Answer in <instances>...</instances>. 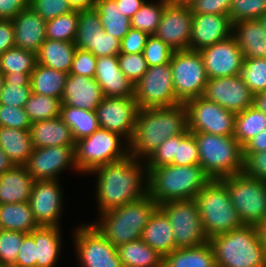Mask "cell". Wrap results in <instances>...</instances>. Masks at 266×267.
<instances>
[{
    "mask_svg": "<svg viewBox=\"0 0 266 267\" xmlns=\"http://www.w3.org/2000/svg\"><path fill=\"white\" fill-rule=\"evenodd\" d=\"M34 179L25 166H14L0 174V204L29 201Z\"/></svg>",
    "mask_w": 266,
    "mask_h": 267,
    "instance_id": "28",
    "label": "cell"
},
{
    "mask_svg": "<svg viewBox=\"0 0 266 267\" xmlns=\"http://www.w3.org/2000/svg\"><path fill=\"white\" fill-rule=\"evenodd\" d=\"M139 161L129 155L126 159L99 166L90 172L98 175L96 201L100 208L99 214L137 201L148 194L146 164L143 161V166L142 161ZM144 174L146 181L143 180ZM143 181L145 186L142 187Z\"/></svg>",
    "mask_w": 266,
    "mask_h": 267,
    "instance_id": "1",
    "label": "cell"
},
{
    "mask_svg": "<svg viewBox=\"0 0 266 267\" xmlns=\"http://www.w3.org/2000/svg\"><path fill=\"white\" fill-rule=\"evenodd\" d=\"M31 124L24 108L0 104V126L29 131Z\"/></svg>",
    "mask_w": 266,
    "mask_h": 267,
    "instance_id": "52",
    "label": "cell"
},
{
    "mask_svg": "<svg viewBox=\"0 0 266 267\" xmlns=\"http://www.w3.org/2000/svg\"><path fill=\"white\" fill-rule=\"evenodd\" d=\"M184 105L189 132L234 135L235 113L202 96L190 99Z\"/></svg>",
    "mask_w": 266,
    "mask_h": 267,
    "instance_id": "13",
    "label": "cell"
},
{
    "mask_svg": "<svg viewBox=\"0 0 266 267\" xmlns=\"http://www.w3.org/2000/svg\"><path fill=\"white\" fill-rule=\"evenodd\" d=\"M139 107L135 97H104L95 112L100 128L132 139Z\"/></svg>",
    "mask_w": 266,
    "mask_h": 267,
    "instance_id": "15",
    "label": "cell"
},
{
    "mask_svg": "<svg viewBox=\"0 0 266 267\" xmlns=\"http://www.w3.org/2000/svg\"><path fill=\"white\" fill-rule=\"evenodd\" d=\"M104 95L95 78L69 74L61 105L95 111Z\"/></svg>",
    "mask_w": 266,
    "mask_h": 267,
    "instance_id": "24",
    "label": "cell"
},
{
    "mask_svg": "<svg viewBox=\"0 0 266 267\" xmlns=\"http://www.w3.org/2000/svg\"><path fill=\"white\" fill-rule=\"evenodd\" d=\"M170 66L174 93L181 103L203 95L208 77L199 51L190 49L174 51Z\"/></svg>",
    "mask_w": 266,
    "mask_h": 267,
    "instance_id": "10",
    "label": "cell"
},
{
    "mask_svg": "<svg viewBox=\"0 0 266 267\" xmlns=\"http://www.w3.org/2000/svg\"><path fill=\"white\" fill-rule=\"evenodd\" d=\"M266 129V115L254 105L235 115L234 138L243 147Z\"/></svg>",
    "mask_w": 266,
    "mask_h": 267,
    "instance_id": "38",
    "label": "cell"
},
{
    "mask_svg": "<svg viewBox=\"0 0 266 267\" xmlns=\"http://www.w3.org/2000/svg\"><path fill=\"white\" fill-rule=\"evenodd\" d=\"M174 50L155 35H149L143 56L149 67L170 63Z\"/></svg>",
    "mask_w": 266,
    "mask_h": 267,
    "instance_id": "49",
    "label": "cell"
},
{
    "mask_svg": "<svg viewBox=\"0 0 266 267\" xmlns=\"http://www.w3.org/2000/svg\"><path fill=\"white\" fill-rule=\"evenodd\" d=\"M31 73L6 74L4 86L0 93V104L24 108L31 94Z\"/></svg>",
    "mask_w": 266,
    "mask_h": 267,
    "instance_id": "39",
    "label": "cell"
},
{
    "mask_svg": "<svg viewBox=\"0 0 266 267\" xmlns=\"http://www.w3.org/2000/svg\"><path fill=\"white\" fill-rule=\"evenodd\" d=\"M15 47L38 53L46 38V21L31 6L12 19Z\"/></svg>",
    "mask_w": 266,
    "mask_h": 267,
    "instance_id": "22",
    "label": "cell"
},
{
    "mask_svg": "<svg viewBox=\"0 0 266 267\" xmlns=\"http://www.w3.org/2000/svg\"><path fill=\"white\" fill-rule=\"evenodd\" d=\"M29 131L33 148L75 146L71 130L60 116L33 122Z\"/></svg>",
    "mask_w": 266,
    "mask_h": 267,
    "instance_id": "26",
    "label": "cell"
},
{
    "mask_svg": "<svg viewBox=\"0 0 266 267\" xmlns=\"http://www.w3.org/2000/svg\"><path fill=\"white\" fill-rule=\"evenodd\" d=\"M94 9L99 14L103 30L121 41L131 24L130 18L124 15L116 0H96Z\"/></svg>",
    "mask_w": 266,
    "mask_h": 267,
    "instance_id": "36",
    "label": "cell"
},
{
    "mask_svg": "<svg viewBox=\"0 0 266 267\" xmlns=\"http://www.w3.org/2000/svg\"><path fill=\"white\" fill-rule=\"evenodd\" d=\"M103 27L98 12L92 8L79 11V21L74 44L78 49L92 51L96 48V39Z\"/></svg>",
    "mask_w": 266,
    "mask_h": 267,
    "instance_id": "40",
    "label": "cell"
},
{
    "mask_svg": "<svg viewBox=\"0 0 266 267\" xmlns=\"http://www.w3.org/2000/svg\"><path fill=\"white\" fill-rule=\"evenodd\" d=\"M258 233L260 236V240L262 241V244L266 248V217L263 219V221L257 226Z\"/></svg>",
    "mask_w": 266,
    "mask_h": 267,
    "instance_id": "67",
    "label": "cell"
},
{
    "mask_svg": "<svg viewBox=\"0 0 266 267\" xmlns=\"http://www.w3.org/2000/svg\"><path fill=\"white\" fill-rule=\"evenodd\" d=\"M217 267H266V248L257 226L243 225L208 239Z\"/></svg>",
    "mask_w": 266,
    "mask_h": 267,
    "instance_id": "4",
    "label": "cell"
},
{
    "mask_svg": "<svg viewBox=\"0 0 266 267\" xmlns=\"http://www.w3.org/2000/svg\"><path fill=\"white\" fill-rule=\"evenodd\" d=\"M29 6L45 21L73 11L67 0H29Z\"/></svg>",
    "mask_w": 266,
    "mask_h": 267,
    "instance_id": "51",
    "label": "cell"
},
{
    "mask_svg": "<svg viewBox=\"0 0 266 267\" xmlns=\"http://www.w3.org/2000/svg\"><path fill=\"white\" fill-rule=\"evenodd\" d=\"M29 234L36 244V267H54L62 244L59 227L40 226Z\"/></svg>",
    "mask_w": 266,
    "mask_h": 267,
    "instance_id": "31",
    "label": "cell"
},
{
    "mask_svg": "<svg viewBox=\"0 0 266 267\" xmlns=\"http://www.w3.org/2000/svg\"><path fill=\"white\" fill-rule=\"evenodd\" d=\"M60 117L70 128L75 142L92 135L100 128L95 111L61 105Z\"/></svg>",
    "mask_w": 266,
    "mask_h": 267,
    "instance_id": "37",
    "label": "cell"
},
{
    "mask_svg": "<svg viewBox=\"0 0 266 267\" xmlns=\"http://www.w3.org/2000/svg\"><path fill=\"white\" fill-rule=\"evenodd\" d=\"M188 131L184 103L171 107L139 109L129 153L138 160L148 158L167 138Z\"/></svg>",
    "mask_w": 266,
    "mask_h": 267,
    "instance_id": "2",
    "label": "cell"
},
{
    "mask_svg": "<svg viewBox=\"0 0 266 267\" xmlns=\"http://www.w3.org/2000/svg\"><path fill=\"white\" fill-rule=\"evenodd\" d=\"M244 174L266 182V151L243 153Z\"/></svg>",
    "mask_w": 266,
    "mask_h": 267,
    "instance_id": "55",
    "label": "cell"
},
{
    "mask_svg": "<svg viewBox=\"0 0 266 267\" xmlns=\"http://www.w3.org/2000/svg\"><path fill=\"white\" fill-rule=\"evenodd\" d=\"M264 30L266 31V12L258 19Z\"/></svg>",
    "mask_w": 266,
    "mask_h": 267,
    "instance_id": "69",
    "label": "cell"
},
{
    "mask_svg": "<svg viewBox=\"0 0 266 267\" xmlns=\"http://www.w3.org/2000/svg\"><path fill=\"white\" fill-rule=\"evenodd\" d=\"M266 12V0H233L229 9L232 23L259 19Z\"/></svg>",
    "mask_w": 266,
    "mask_h": 267,
    "instance_id": "48",
    "label": "cell"
},
{
    "mask_svg": "<svg viewBox=\"0 0 266 267\" xmlns=\"http://www.w3.org/2000/svg\"><path fill=\"white\" fill-rule=\"evenodd\" d=\"M233 36L244 54V59L266 58V31L258 19L233 24Z\"/></svg>",
    "mask_w": 266,
    "mask_h": 267,
    "instance_id": "27",
    "label": "cell"
},
{
    "mask_svg": "<svg viewBox=\"0 0 266 267\" xmlns=\"http://www.w3.org/2000/svg\"><path fill=\"white\" fill-rule=\"evenodd\" d=\"M233 0H195L190 5L193 14H229Z\"/></svg>",
    "mask_w": 266,
    "mask_h": 267,
    "instance_id": "57",
    "label": "cell"
},
{
    "mask_svg": "<svg viewBox=\"0 0 266 267\" xmlns=\"http://www.w3.org/2000/svg\"><path fill=\"white\" fill-rule=\"evenodd\" d=\"M4 83V75L0 72V93L3 89Z\"/></svg>",
    "mask_w": 266,
    "mask_h": 267,
    "instance_id": "70",
    "label": "cell"
},
{
    "mask_svg": "<svg viewBox=\"0 0 266 267\" xmlns=\"http://www.w3.org/2000/svg\"><path fill=\"white\" fill-rule=\"evenodd\" d=\"M29 6V0H0V19L12 20Z\"/></svg>",
    "mask_w": 266,
    "mask_h": 267,
    "instance_id": "60",
    "label": "cell"
},
{
    "mask_svg": "<svg viewBox=\"0 0 266 267\" xmlns=\"http://www.w3.org/2000/svg\"><path fill=\"white\" fill-rule=\"evenodd\" d=\"M73 10L83 11L94 8L96 0H67Z\"/></svg>",
    "mask_w": 266,
    "mask_h": 267,
    "instance_id": "64",
    "label": "cell"
},
{
    "mask_svg": "<svg viewBox=\"0 0 266 267\" xmlns=\"http://www.w3.org/2000/svg\"><path fill=\"white\" fill-rule=\"evenodd\" d=\"M194 200L208 239L244 225L231 203L227 187L220 180H211Z\"/></svg>",
    "mask_w": 266,
    "mask_h": 267,
    "instance_id": "7",
    "label": "cell"
},
{
    "mask_svg": "<svg viewBox=\"0 0 266 267\" xmlns=\"http://www.w3.org/2000/svg\"><path fill=\"white\" fill-rule=\"evenodd\" d=\"M27 233L0 229V264L15 267L19 248Z\"/></svg>",
    "mask_w": 266,
    "mask_h": 267,
    "instance_id": "47",
    "label": "cell"
},
{
    "mask_svg": "<svg viewBox=\"0 0 266 267\" xmlns=\"http://www.w3.org/2000/svg\"><path fill=\"white\" fill-rule=\"evenodd\" d=\"M158 207L172 225L176 249L196 247L208 242L194 199L167 201Z\"/></svg>",
    "mask_w": 266,
    "mask_h": 267,
    "instance_id": "11",
    "label": "cell"
},
{
    "mask_svg": "<svg viewBox=\"0 0 266 267\" xmlns=\"http://www.w3.org/2000/svg\"><path fill=\"white\" fill-rule=\"evenodd\" d=\"M79 11L73 10L46 21V38L74 42L77 34Z\"/></svg>",
    "mask_w": 266,
    "mask_h": 267,
    "instance_id": "44",
    "label": "cell"
},
{
    "mask_svg": "<svg viewBox=\"0 0 266 267\" xmlns=\"http://www.w3.org/2000/svg\"><path fill=\"white\" fill-rule=\"evenodd\" d=\"M13 47H15L13 22L0 19V55Z\"/></svg>",
    "mask_w": 266,
    "mask_h": 267,
    "instance_id": "61",
    "label": "cell"
},
{
    "mask_svg": "<svg viewBox=\"0 0 266 267\" xmlns=\"http://www.w3.org/2000/svg\"><path fill=\"white\" fill-rule=\"evenodd\" d=\"M15 165L0 147V174L12 169Z\"/></svg>",
    "mask_w": 266,
    "mask_h": 267,
    "instance_id": "65",
    "label": "cell"
},
{
    "mask_svg": "<svg viewBox=\"0 0 266 267\" xmlns=\"http://www.w3.org/2000/svg\"><path fill=\"white\" fill-rule=\"evenodd\" d=\"M240 76L254 95L266 91V58L244 59Z\"/></svg>",
    "mask_w": 266,
    "mask_h": 267,
    "instance_id": "45",
    "label": "cell"
},
{
    "mask_svg": "<svg viewBox=\"0 0 266 267\" xmlns=\"http://www.w3.org/2000/svg\"><path fill=\"white\" fill-rule=\"evenodd\" d=\"M97 57L90 51L76 49L72 67L69 74H76L94 78L96 72Z\"/></svg>",
    "mask_w": 266,
    "mask_h": 267,
    "instance_id": "54",
    "label": "cell"
},
{
    "mask_svg": "<svg viewBox=\"0 0 266 267\" xmlns=\"http://www.w3.org/2000/svg\"><path fill=\"white\" fill-rule=\"evenodd\" d=\"M78 261L82 267H123L114 247L93 224L78 227L74 232Z\"/></svg>",
    "mask_w": 266,
    "mask_h": 267,
    "instance_id": "14",
    "label": "cell"
},
{
    "mask_svg": "<svg viewBox=\"0 0 266 267\" xmlns=\"http://www.w3.org/2000/svg\"><path fill=\"white\" fill-rule=\"evenodd\" d=\"M148 34L138 29L130 28L121 40L120 53H142L146 45Z\"/></svg>",
    "mask_w": 266,
    "mask_h": 267,
    "instance_id": "56",
    "label": "cell"
},
{
    "mask_svg": "<svg viewBox=\"0 0 266 267\" xmlns=\"http://www.w3.org/2000/svg\"><path fill=\"white\" fill-rule=\"evenodd\" d=\"M39 227L28 201L0 204V229L29 234Z\"/></svg>",
    "mask_w": 266,
    "mask_h": 267,
    "instance_id": "33",
    "label": "cell"
},
{
    "mask_svg": "<svg viewBox=\"0 0 266 267\" xmlns=\"http://www.w3.org/2000/svg\"><path fill=\"white\" fill-rule=\"evenodd\" d=\"M0 147L16 166H24L33 152L30 131L0 126Z\"/></svg>",
    "mask_w": 266,
    "mask_h": 267,
    "instance_id": "30",
    "label": "cell"
},
{
    "mask_svg": "<svg viewBox=\"0 0 266 267\" xmlns=\"http://www.w3.org/2000/svg\"><path fill=\"white\" fill-rule=\"evenodd\" d=\"M244 225L258 226L266 217V182L243 172L220 180Z\"/></svg>",
    "mask_w": 266,
    "mask_h": 267,
    "instance_id": "9",
    "label": "cell"
},
{
    "mask_svg": "<svg viewBox=\"0 0 266 267\" xmlns=\"http://www.w3.org/2000/svg\"><path fill=\"white\" fill-rule=\"evenodd\" d=\"M176 150V136L167 138L146 160V168H157L173 162Z\"/></svg>",
    "mask_w": 266,
    "mask_h": 267,
    "instance_id": "53",
    "label": "cell"
},
{
    "mask_svg": "<svg viewBox=\"0 0 266 267\" xmlns=\"http://www.w3.org/2000/svg\"><path fill=\"white\" fill-rule=\"evenodd\" d=\"M36 244L34 238L27 234L19 248L15 267H36Z\"/></svg>",
    "mask_w": 266,
    "mask_h": 267,
    "instance_id": "59",
    "label": "cell"
},
{
    "mask_svg": "<svg viewBox=\"0 0 266 267\" xmlns=\"http://www.w3.org/2000/svg\"><path fill=\"white\" fill-rule=\"evenodd\" d=\"M177 166L200 165L198 145L195 135L189 130L176 135V150L173 162Z\"/></svg>",
    "mask_w": 266,
    "mask_h": 267,
    "instance_id": "46",
    "label": "cell"
},
{
    "mask_svg": "<svg viewBox=\"0 0 266 267\" xmlns=\"http://www.w3.org/2000/svg\"><path fill=\"white\" fill-rule=\"evenodd\" d=\"M76 49L74 42L46 39L37 53V63L69 74Z\"/></svg>",
    "mask_w": 266,
    "mask_h": 267,
    "instance_id": "29",
    "label": "cell"
},
{
    "mask_svg": "<svg viewBox=\"0 0 266 267\" xmlns=\"http://www.w3.org/2000/svg\"><path fill=\"white\" fill-rule=\"evenodd\" d=\"M147 169L148 195L157 205L167 201L195 199L211 179L200 165H163Z\"/></svg>",
    "mask_w": 266,
    "mask_h": 267,
    "instance_id": "3",
    "label": "cell"
},
{
    "mask_svg": "<svg viewBox=\"0 0 266 267\" xmlns=\"http://www.w3.org/2000/svg\"><path fill=\"white\" fill-rule=\"evenodd\" d=\"M163 267H217L209 242L191 248L175 249L164 257Z\"/></svg>",
    "mask_w": 266,
    "mask_h": 267,
    "instance_id": "35",
    "label": "cell"
},
{
    "mask_svg": "<svg viewBox=\"0 0 266 267\" xmlns=\"http://www.w3.org/2000/svg\"><path fill=\"white\" fill-rule=\"evenodd\" d=\"M199 52L202 55L208 78L240 75L244 54L233 35Z\"/></svg>",
    "mask_w": 266,
    "mask_h": 267,
    "instance_id": "19",
    "label": "cell"
},
{
    "mask_svg": "<svg viewBox=\"0 0 266 267\" xmlns=\"http://www.w3.org/2000/svg\"><path fill=\"white\" fill-rule=\"evenodd\" d=\"M254 106L266 115V91L254 95Z\"/></svg>",
    "mask_w": 266,
    "mask_h": 267,
    "instance_id": "66",
    "label": "cell"
},
{
    "mask_svg": "<svg viewBox=\"0 0 266 267\" xmlns=\"http://www.w3.org/2000/svg\"><path fill=\"white\" fill-rule=\"evenodd\" d=\"M68 75L37 63L30 75L31 92L51 96L61 101Z\"/></svg>",
    "mask_w": 266,
    "mask_h": 267,
    "instance_id": "34",
    "label": "cell"
},
{
    "mask_svg": "<svg viewBox=\"0 0 266 267\" xmlns=\"http://www.w3.org/2000/svg\"><path fill=\"white\" fill-rule=\"evenodd\" d=\"M193 12L189 5L167 3L155 36L174 51L190 49Z\"/></svg>",
    "mask_w": 266,
    "mask_h": 267,
    "instance_id": "16",
    "label": "cell"
},
{
    "mask_svg": "<svg viewBox=\"0 0 266 267\" xmlns=\"http://www.w3.org/2000/svg\"><path fill=\"white\" fill-rule=\"evenodd\" d=\"M60 107L61 101L59 99L31 92L24 110L33 123L60 116Z\"/></svg>",
    "mask_w": 266,
    "mask_h": 267,
    "instance_id": "43",
    "label": "cell"
},
{
    "mask_svg": "<svg viewBox=\"0 0 266 267\" xmlns=\"http://www.w3.org/2000/svg\"><path fill=\"white\" fill-rule=\"evenodd\" d=\"M123 267H163L164 257L142 239L117 247Z\"/></svg>",
    "mask_w": 266,
    "mask_h": 267,
    "instance_id": "32",
    "label": "cell"
},
{
    "mask_svg": "<svg viewBox=\"0 0 266 267\" xmlns=\"http://www.w3.org/2000/svg\"><path fill=\"white\" fill-rule=\"evenodd\" d=\"M118 62L121 71L133 85L140 80L149 68L143 53H119Z\"/></svg>",
    "mask_w": 266,
    "mask_h": 267,
    "instance_id": "50",
    "label": "cell"
},
{
    "mask_svg": "<svg viewBox=\"0 0 266 267\" xmlns=\"http://www.w3.org/2000/svg\"><path fill=\"white\" fill-rule=\"evenodd\" d=\"M121 41L110 36L104 30L99 33L96 39V48L91 53L96 57L101 56H118L120 53Z\"/></svg>",
    "mask_w": 266,
    "mask_h": 267,
    "instance_id": "58",
    "label": "cell"
},
{
    "mask_svg": "<svg viewBox=\"0 0 266 267\" xmlns=\"http://www.w3.org/2000/svg\"><path fill=\"white\" fill-rule=\"evenodd\" d=\"M202 97L235 114L254 105V94L240 75L208 78Z\"/></svg>",
    "mask_w": 266,
    "mask_h": 267,
    "instance_id": "17",
    "label": "cell"
},
{
    "mask_svg": "<svg viewBox=\"0 0 266 267\" xmlns=\"http://www.w3.org/2000/svg\"><path fill=\"white\" fill-rule=\"evenodd\" d=\"M58 180H34L29 205L40 226L59 227L63 209L62 189Z\"/></svg>",
    "mask_w": 266,
    "mask_h": 267,
    "instance_id": "20",
    "label": "cell"
},
{
    "mask_svg": "<svg viewBox=\"0 0 266 267\" xmlns=\"http://www.w3.org/2000/svg\"><path fill=\"white\" fill-rule=\"evenodd\" d=\"M174 231L166 214L157 207L144 227L141 239L162 257L176 249Z\"/></svg>",
    "mask_w": 266,
    "mask_h": 267,
    "instance_id": "25",
    "label": "cell"
},
{
    "mask_svg": "<svg viewBox=\"0 0 266 267\" xmlns=\"http://www.w3.org/2000/svg\"><path fill=\"white\" fill-rule=\"evenodd\" d=\"M198 145L200 166L211 180L243 171V147L234 136L193 133Z\"/></svg>",
    "mask_w": 266,
    "mask_h": 267,
    "instance_id": "6",
    "label": "cell"
},
{
    "mask_svg": "<svg viewBox=\"0 0 266 267\" xmlns=\"http://www.w3.org/2000/svg\"><path fill=\"white\" fill-rule=\"evenodd\" d=\"M118 7L122 10L124 15L131 18L137 10H139L145 3L144 0H116Z\"/></svg>",
    "mask_w": 266,
    "mask_h": 267,
    "instance_id": "63",
    "label": "cell"
},
{
    "mask_svg": "<svg viewBox=\"0 0 266 267\" xmlns=\"http://www.w3.org/2000/svg\"><path fill=\"white\" fill-rule=\"evenodd\" d=\"M175 4H179V5H191V3H193L195 0H169Z\"/></svg>",
    "mask_w": 266,
    "mask_h": 267,
    "instance_id": "68",
    "label": "cell"
},
{
    "mask_svg": "<svg viewBox=\"0 0 266 267\" xmlns=\"http://www.w3.org/2000/svg\"><path fill=\"white\" fill-rule=\"evenodd\" d=\"M266 151V129L243 146V153Z\"/></svg>",
    "mask_w": 266,
    "mask_h": 267,
    "instance_id": "62",
    "label": "cell"
},
{
    "mask_svg": "<svg viewBox=\"0 0 266 267\" xmlns=\"http://www.w3.org/2000/svg\"><path fill=\"white\" fill-rule=\"evenodd\" d=\"M134 97L139 109L171 107L180 104L173 88L170 63L149 67L134 85Z\"/></svg>",
    "mask_w": 266,
    "mask_h": 267,
    "instance_id": "12",
    "label": "cell"
},
{
    "mask_svg": "<svg viewBox=\"0 0 266 267\" xmlns=\"http://www.w3.org/2000/svg\"><path fill=\"white\" fill-rule=\"evenodd\" d=\"M121 137L117 132L99 128L75 142L77 171L89 174L99 166L126 159L130 155L129 143L124 141L126 146H122Z\"/></svg>",
    "mask_w": 266,
    "mask_h": 267,
    "instance_id": "8",
    "label": "cell"
},
{
    "mask_svg": "<svg viewBox=\"0 0 266 267\" xmlns=\"http://www.w3.org/2000/svg\"><path fill=\"white\" fill-rule=\"evenodd\" d=\"M37 64V54L13 47L0 55V72L6 74L32 73Z\"/></svg>",
    "mask_w": 266,
    "mask_h": 267,
    "instance_id": "41",
    "label": "cell"
},
{
    "mask_svg": "<svg viewBox=\"0 0 266 267\" xmlns=\"http://www.w3.org/2000/svg\"><path fill=\"white\" fill-rule=\"evenodd\" d=\"M158 2H145L130 18L131 28L138 29L148 35H154L169 0H160Z\"/></svg>",
    "mask_w": 266,
    "mask_h": 267,
    "instance_id": "42",
    "label": "cell"
},
{
    "mask_svg": "<svg viewBox=\"0 0 266 267\" xmlns=\"http://www.w3.org/2000/svg\"><path fill=\"white\" fill-rule=\"evenodd\" d=\"M24 166L34 180H57L68 166L77 171L75 146L34 148Z\"/></svg>",
    "mask_w": 266,
    "mask_h": 267,
    "instance_id": "18",
    "label": "cell"
},
{
    "mask_svg": "<svg viewBox=\"0 0 266 267\" xmlns=\"http://www.w3.org/2000/svg\"><path fill=\"white\" fill-rule=\"evenodd\" d=\"M158 207L148 194L143 198L100 213L93 225L114 247L141 239L150 215Z\"/></svg>",
    "mask_w": 266,
    "mask_h": 267,
    "instance_id": "5",
    "label": "cell"
},
{
    "mask_svg": "<svg viewBox=\"0 0 266 267\" xmlns=\"http://www.w3.org/2000/svg\"><path fill=\"white\" fill-rule=\"evenodd\" d=\"M94 78L104 97L134 96V85L121 71L118 56L97 57Z\"/></svg>",
    "mask_w": 266,
    "mask_h": 267,
    "instance_id": "23",
    "label": "cell"
},
{
    "mask_svg": "<svg viewBox=\"0 0 266 267\" xmlns=\"http://www.w3.org/2000/svg\"><path fill=\"white\" fill-rule=\"evenodd\" d=\"M233 35V23L227 14H193L190 50L200 51Z\"/></svg>",
    "mask_w": 266,
    "mask_h": 267,
    "instance_id": "21",
    "label": "cell"
}]
</instances>
